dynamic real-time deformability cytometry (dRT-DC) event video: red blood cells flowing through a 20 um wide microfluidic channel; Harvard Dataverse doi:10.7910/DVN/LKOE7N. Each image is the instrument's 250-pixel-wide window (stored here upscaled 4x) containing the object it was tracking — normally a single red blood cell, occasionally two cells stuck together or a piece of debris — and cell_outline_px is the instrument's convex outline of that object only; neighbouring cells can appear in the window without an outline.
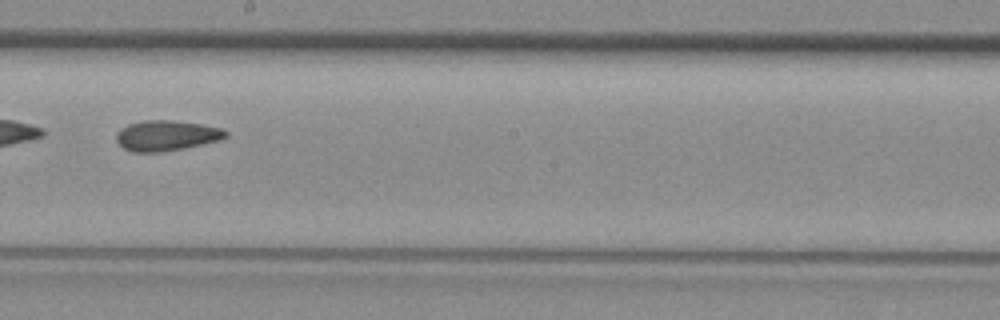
{"species": "common noctule bat (a hibernating species)", "species_latin": "Nyctalus noctula", "temperature_condition": "room temperature", "stored_images_in_passage": 33, "camera_frame_rate_fps": 3000, "um_per_image_px": 0.085, "animal": {"sex": "female", "body_mass_g": 29.2, "forearm_length_mm": 56.3}, "frame": {"image": 1, "passage_image": 19, "time_ms": 6.0, "image_size_px": [1000, 320], "cell_outline_px": [[228, 136], [220, 140], [184, 148], [156, 152], [132, 152], [124, 148], [116, 140], [116, 136], [120, 128], [128, 124], [144, 120], [172, 120], [200, 124], [224, 128], [228, 132]], "centroid_in_image_um": [14.16, 11.51], "position_along_channel_um": 234.0, "area_um2": 19.36}}
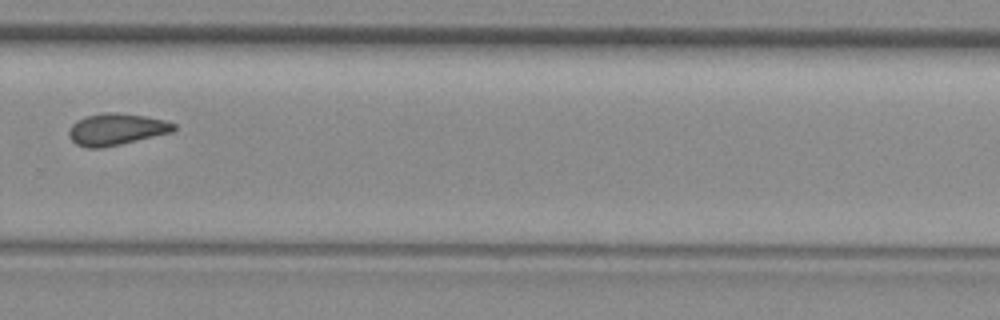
{"frame": {"image": 2, "passage_image": 24, "time_ms": 7.667, "image_size_px": [1000, 320], "cell_outline_px": [[176, 128], [172, 132], [120, 144], [100, 148], [84, 148], [76, 144], [68, 136], [68, 132], [72, 124], [76, 120], [88, 116], [104, 112], [116, 112], [144, 116], [164, 120], [176, 124]], "centroid_in_image_um": [9.86, 10.99], "position_along_channel_um": 319.9, "area_um2": 19.31}}